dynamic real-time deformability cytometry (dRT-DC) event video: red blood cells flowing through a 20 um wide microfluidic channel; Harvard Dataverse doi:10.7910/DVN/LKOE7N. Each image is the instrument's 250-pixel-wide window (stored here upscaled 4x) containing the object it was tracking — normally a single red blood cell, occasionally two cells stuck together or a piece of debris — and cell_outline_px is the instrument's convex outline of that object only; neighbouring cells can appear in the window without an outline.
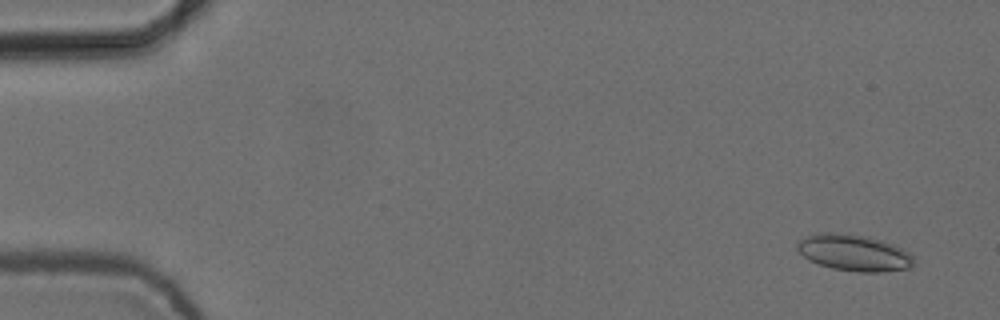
{"species": "common noctule bat (a hibernating species)", "species_latin": "Nyctalus noctula", "temperature_condition": "cold", "stored_images_in_passage": 4, "camera_frame_rate_fps": 3000, "um_per_image_px": 0.085, "animal": {"sex": "female", "body_mass_g": 24.6, "forearm_length_mm": 56.2}, "frame": {"image": 1, "passage_image": 1, "time_ms": 0.0, "image_size_px": [1000, 320], "cell_outline_px": [[916, 264], [912, 268], [884, 272], [856, 272], [832, 268], [808, 260], [796, 248], [796, 244], [800, 240], [808, 236], [820, 232], [848, 232], [868, 236], [892, 244], [908, 252], [916, 260]], "centroid_in_image_um": [72.62, 21.48], "position_along_channel_um": 12.4, "area_um2": 25.09}}